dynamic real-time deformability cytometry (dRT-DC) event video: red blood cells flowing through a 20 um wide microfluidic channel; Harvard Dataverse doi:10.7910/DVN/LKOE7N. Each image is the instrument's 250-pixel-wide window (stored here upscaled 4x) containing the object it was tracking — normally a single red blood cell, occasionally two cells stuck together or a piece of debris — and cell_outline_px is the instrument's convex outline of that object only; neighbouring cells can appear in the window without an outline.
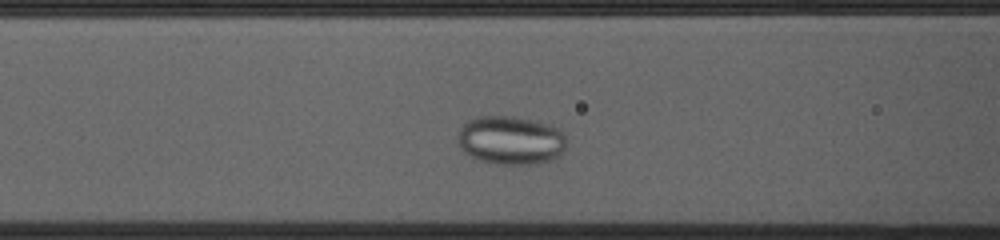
{"species": "common noctule bat (a hibernating species)", "species_latin": "Nyctalus noctula", "temperature_condition": "cold", "stored_images_in_passage": 36, "camera_frame_rate_fps": 3000, "um_per_image_px": 0.085, "animal": {"sex": "female", "body_mass_g": 23.0, "forearm_length_mm": 53.4}, "frame": {"image": 1, "passage_image": 12, "time_ms": 3.667, "image_size_px": [1000, 240], "cell_outline_px": [[568, 144], [560, 156], [552, 160], [536, 164], [500, 164], [480, 160], [464, 152], [460, 148], [456, 136], [464, 124], [468, 120], [476, 116], [516, 116], [532, 120], [560, 128]], "centroid_in_image_um": [43.43, 11.92], "position_along_channel_um": 123.2, "area_um2": 31.1}}
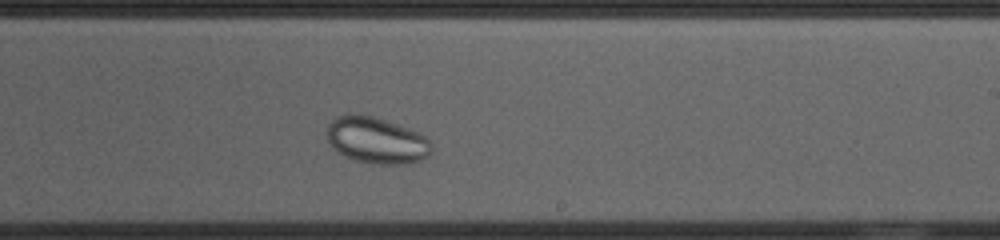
{"frame": {"image": 2, "passage_image": 23, "time_ms": 7.333, "image_size_px": [1000, 240], "cell_outline_px": [[432, 152], [428, 156], [420, 160], [408, 164], [376, 164], [356, 160], [344, 156], [336, 152], [332, 148], [328, 140], [328, 124], [336, 116], [348, 112], [356, 112], [372, 116], [420, 132], [432, 144]], "centroid_in_image_um": [31.99, 11.91], "position_along_channel_um": 257.0, "area_um2": 28.61}}
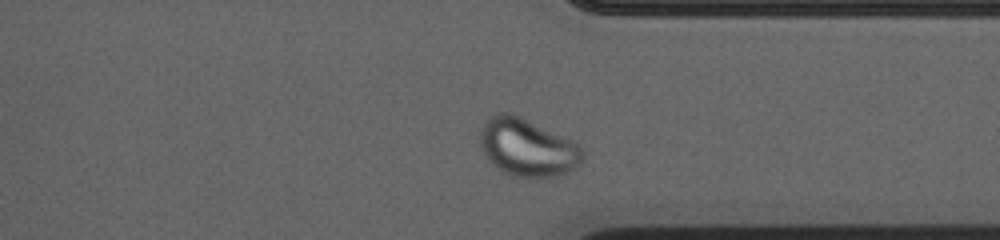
{"frame": {"image": 3, "passage_image": 32, "time_ms": 10.333, "image_size_px": [1000, 240], "cell_outline_px": [[584, 156], [580, 164], [568, 172], [556, 176], [512, 176], [504, 172], [484, 152], [480, 144], [480, 132], [484, 124], [492, 116], [500, 112], [512, 112], [580, 144]], "centroid_in_image_um": [44.87, 12.51], "position_along_channel_um": 366.5, "area_um2": 33.81}}